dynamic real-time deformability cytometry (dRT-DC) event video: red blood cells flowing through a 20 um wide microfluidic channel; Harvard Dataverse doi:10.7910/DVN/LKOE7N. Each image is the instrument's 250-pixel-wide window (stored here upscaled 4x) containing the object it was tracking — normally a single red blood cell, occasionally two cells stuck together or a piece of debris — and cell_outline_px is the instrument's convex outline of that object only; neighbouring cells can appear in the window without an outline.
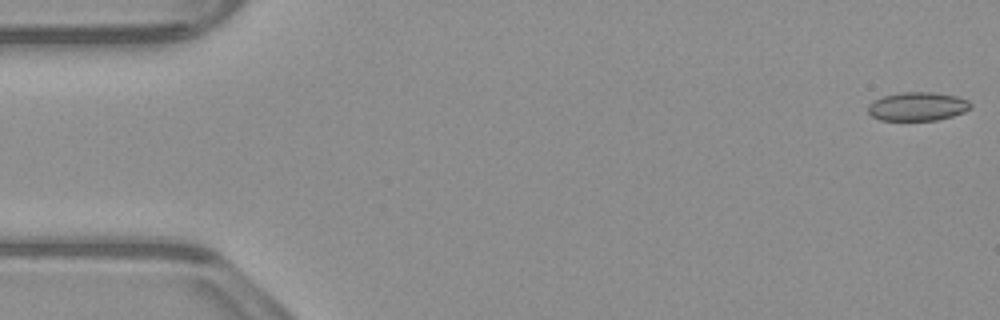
{"species": "common noctule bat (a hibernating species)", "species_latin": "Nyctalus noctula", "temperature_condition": "warm", "stored_images_in_passage": 52, "camera_frame_rate_fps": 3000, "um_per_image_px": 0.085, "animal": {"sex": "male", "body_mass_g": 23.1, "forearm_length_mm": 52.7}, "frame": {"image": 1, "passage_image": 1, "time_ms": 0.0, "image_size_px": [1000, 320], "cell_outline_px": [[972, 108], [964, 112], [952, 116], [936, 120], [880, 120], [872, 116], [868, 112], [868, 104], [884, 96], [904, 92], [932, 92], [956, 96], [968, 100], [972, 104]], "centroid_in_image_um": [78.02, 9.05], "position_along_channel_um": 7.0, "area_um2": 17.05}}
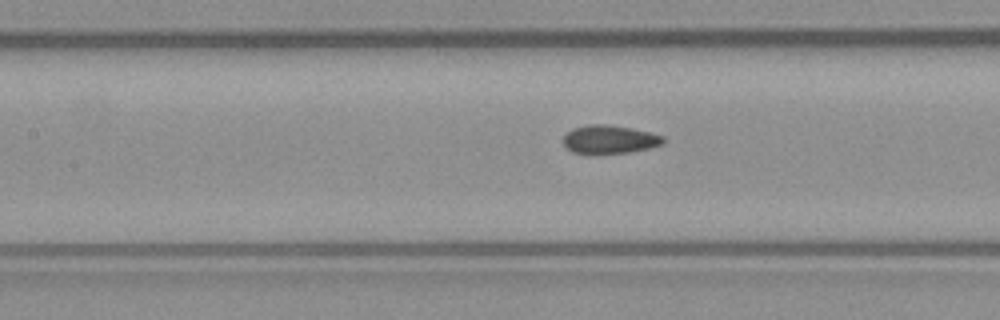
{"frame": {"image": 2, "passage_image": 23, "time_ms": 7.333, "image_size_px": [1000, 320], "cell_outline_px": [[668, 140], [664, 144], [632, 152], [592, 156], [572, 152], [564, 148], [564, 136], [572, 128], [588, 124], [604, 124], [632, 128], [652, 132], [664, 136]], "centroid_in_image_um": [51.82, 11.88], "position_along_channel_um": 155.6, "area_um2": 17.34}}
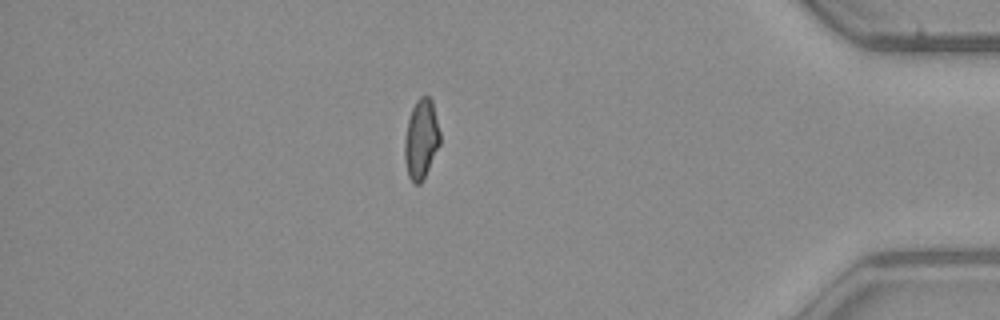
{"frame": {"image": 3, "passage_image": 45, "time_ms": 14.667, "image_size_px": [1000, 320], "cell_outline_px": [[440, 144], [420, 184], [412, 184], [408, 176], [404, 160], [404, 140], [408, 120], [412, 108], [416, 100], [420, 96], [428, 96], [432, 100], [440, 132]], "centroid_in_image_um": [35.78, 11.82], "position_along_channel_um": 399.4, "area_um2": 16.42}, "authors_computed_cell_mechanics": {"area_um2": 17.051, "velocity_mm_per_s": 3.931, "shape_relaxation_time_tau1_ms": null, "shape_relaxation_time_tau2_ms": 1.7284, "deformation_change_tau1": null, "deformation_change_tau2": 0.0579}}